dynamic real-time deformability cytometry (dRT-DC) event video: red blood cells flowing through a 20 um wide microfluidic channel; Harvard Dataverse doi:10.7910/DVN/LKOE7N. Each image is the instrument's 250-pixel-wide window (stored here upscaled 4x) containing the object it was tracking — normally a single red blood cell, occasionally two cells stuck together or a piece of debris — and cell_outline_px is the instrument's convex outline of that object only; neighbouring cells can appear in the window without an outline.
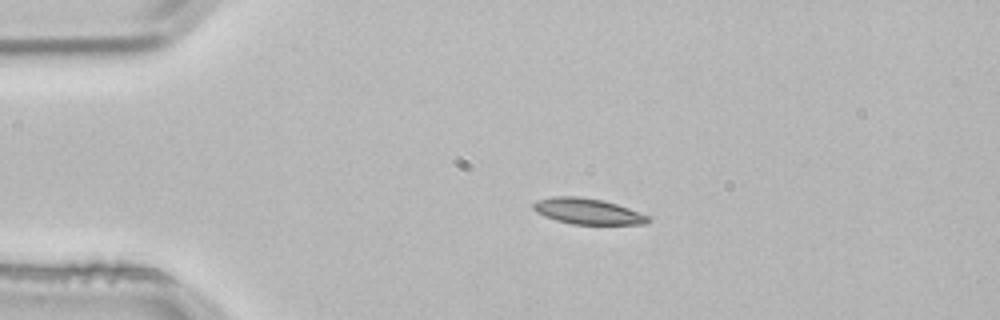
{"species": "common noctule bat (a hibernating species)", "species_latin": "Nyctalus noctula", "temperature_condition": "room temperature", "stored_images_in_passage": 3, "camera_frame_rate_fps": 3000, "um_per_image_px": 0.085, "animal": {"sex": "male", "body_mass_g": 21.5, "forearm_length_mm": 52.0}, "frame": {"image": 1, "passage_image": 1, "time_ms": 0.0, "image_size_px": [1000, 320], "cell_outline_px": [[652, 220], [644, 224], [572, 224], [556, 220], [544, 216], [536, 212], [532, 208], [532, 204], [536, 200], [552, 196], [576, 196], [604, 200], [628, 208], [648, 216]], "centroid_in_image_um": [49.91, 17.95], "position_along_channel_um": 35.1, "area_um2": 17.28}}